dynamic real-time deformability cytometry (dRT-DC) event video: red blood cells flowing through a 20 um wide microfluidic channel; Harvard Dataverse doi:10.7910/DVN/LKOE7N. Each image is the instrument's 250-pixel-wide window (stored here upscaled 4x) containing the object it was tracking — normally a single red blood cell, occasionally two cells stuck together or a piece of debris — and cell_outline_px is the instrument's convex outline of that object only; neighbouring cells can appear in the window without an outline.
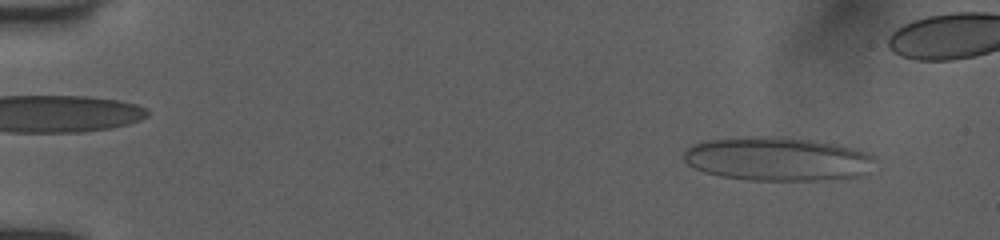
{"species": "human", "species_latin": "Homo sapiens", "temperature_condition": "room temperature", "stored_images_in_passage": 48, "segment_of_instrument_passage": [1, 2], "camera_frame_rate_fps": 3000, "um_per_image_px": 0.085, "donor": {"sex": "female"}, "frame": {"image": 1, "passage_image": 4, "time_ms": 1.0, "image_size_px": [1000, 240], "cell_outline_px": [[876, 160], [868, 172], [856, 176], [812, 180], [752, 180], [720, 176], [704, 172], [688, 164], [684, 160], [684, 152], [692, 144], [708, 140], [752, 136], [776, 136], [812, 140], [836, 144], [864, 152], [876, 156]], "centroid_in_image_um": [66.06, 13.5], "position_along_channel_um": 18.9, "area_um2": 48.44}}
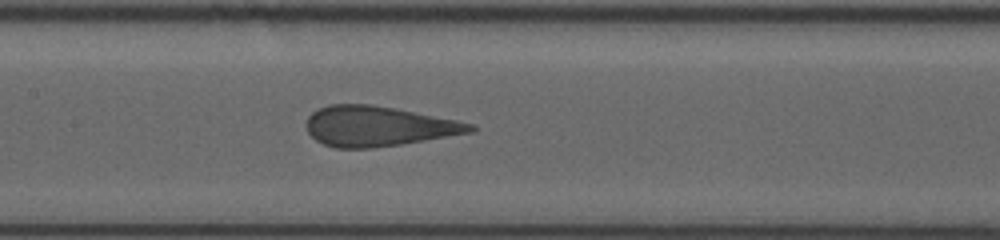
{"frame": {"image": 2, "passage_image": 25, "time_ms": 8.0, "image_size_px": [1000, 240], "cell_outline_px": [[476, 128], [472, 132], [400, 144], [372, 148], [336, 148], [324, 144], [316, 140], [308, 132], [308, 116], [312, 112], [328, 104], [372, 104], [396, 108], [456, 120], [472, 124]], "centroid_in_image_um": [32.13, 10.72], "position_along_channel_um": 175.3, "area_um2": 37.92}}
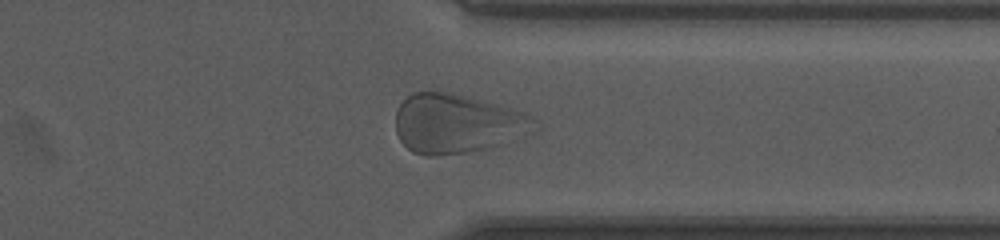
{"frame": {"image": 3, "passage_image": 40, "time_ms": 13.0, "image_size_px": [1000, 240], "cell_outline_px": [[540, 128], [536, 132], [488, 148], [464, 152], [436, 156], [424, 156], [412, 152], [400, 140], [396, 132], [396, 108], [412, 92], [436, 88], [452, 92], [496, 104], [524, 112], [532, 116], [536, 120]], "centroid_in_image_um": [38.85, 10.48], "position_along_channel_um": 372.5, "area_um2": 48.78}}